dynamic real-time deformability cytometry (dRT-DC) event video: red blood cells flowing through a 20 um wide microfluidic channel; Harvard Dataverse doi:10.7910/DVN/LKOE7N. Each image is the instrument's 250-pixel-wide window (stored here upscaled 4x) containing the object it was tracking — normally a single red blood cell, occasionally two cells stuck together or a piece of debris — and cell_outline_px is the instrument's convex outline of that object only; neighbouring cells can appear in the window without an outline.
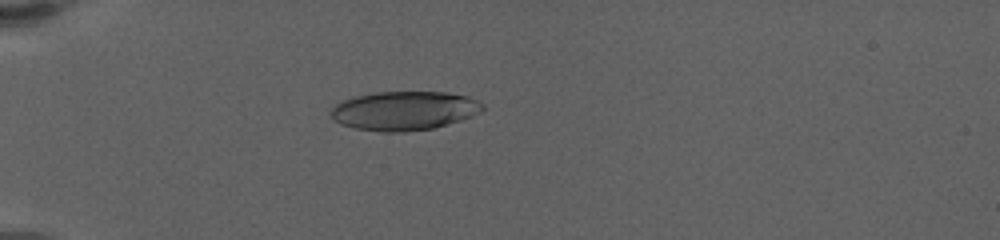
{"species": "human", "species_latin": "Homo sapiens", "temperature_condition": "warm", "stored_images_in_passage": 26, "camera_frame_rate_fps": 3000, "um_per_image_px": 0.085, "donor": {"sex": "female"}, "frame": {"image": 1, "passage_image": 8, "time_ms": 6.0, "image_size_px": [1000, 240], "cell_outline_px": [[484, 108], [480, 112], [472, 116], [460, 120], [432, 128], [404, 132], [380, 132], [356, 128], [340, 124], [328, 112], [336, 104], [344, 100], [356, 96], [376, 92], [444, 92], [468, 96], [484, 104]], "centroid_in_image_um": [34.36, 9.41], "position_along_channel_um": 50.6, "area_um2": 34.33}}
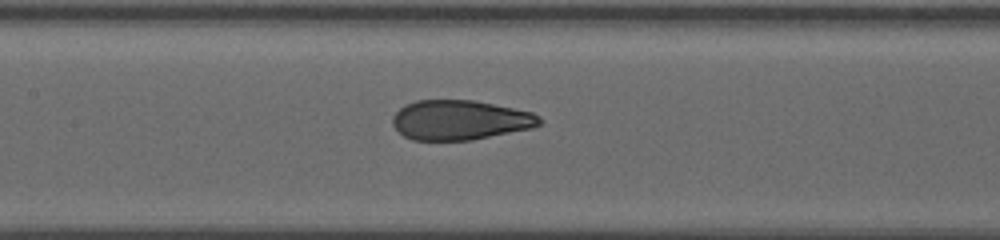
{"frame": {"image": 2, "passage_image": 16, "time_ms": 10.333, "image_size_px": [1000, 240], "cell_outline_px": [[540, 124], [532, 128], [472, 140], [412, 140], [404, 136], [392, 124], [392, 116], [400, 108], [416, 100], [472, 100], [532, 112], [540, 116]], "centroid_in_image_um": [39.08, 10.21], "position_along_channel_um": 168.3, "area_um2": 33.81}}
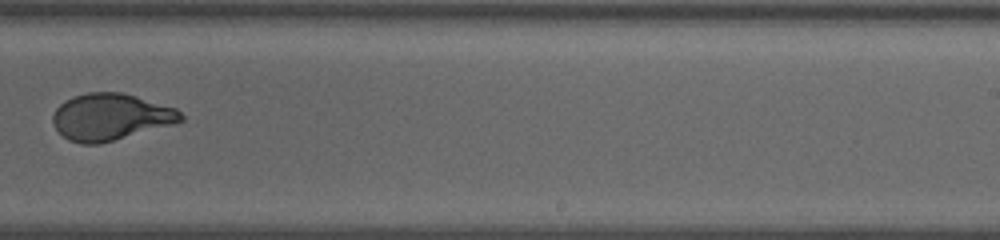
{"frame": {"image": 3, "passage_image": 24, "time_ms": 13.667, "image_size_px": [1000, 240], "cell_outline_px": [[184, 120], [176, 124], [100, 144], [80, 144], [68, 140], [52, 124], [52, 116], [56, 108], [64, 100], [72, 96], [88, 92], [120, 92], [136, 96], [176, 108], [184, 116]], "centroid_in_image_um": [9.4, 9.94], "position_along_channel_um": 279.6, "area_um2": 35.14}}